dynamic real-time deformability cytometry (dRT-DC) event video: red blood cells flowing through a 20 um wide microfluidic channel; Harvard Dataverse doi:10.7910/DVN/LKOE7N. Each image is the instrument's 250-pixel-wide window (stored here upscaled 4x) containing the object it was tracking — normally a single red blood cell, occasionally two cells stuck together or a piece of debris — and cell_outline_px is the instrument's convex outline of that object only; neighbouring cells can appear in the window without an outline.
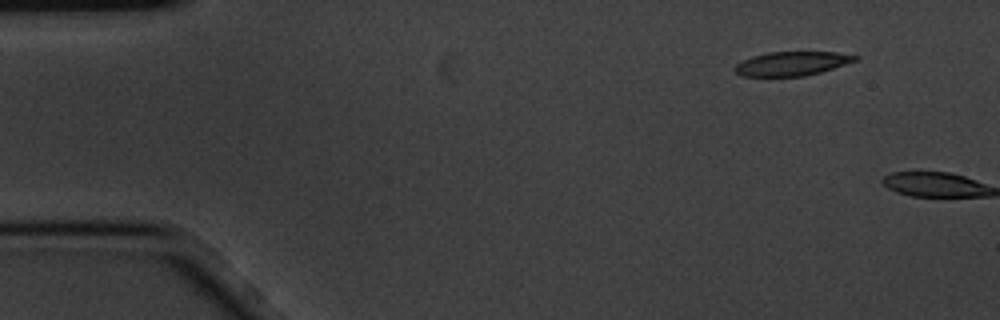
{"species": "common noctule bat (a hibernating species)", "species_latin": "Nyctalus noctula", "temperature_condition": "cold", "stored_images_in_passage": 2, "camera_frame_rate_fps": 3000, "um_per_image_px": 0.085, "animal": {"sex": "male", "body_mass_g": 20.1, "forearm_length_mm": 53.5}, "frame": {"image": 1, "passage_image": 1, "time_ms": 0.0, "image_size_px": [1000, 320], "cell_outline_px": [[860, 56], [856, 60], [820, 72], [804, 76], [740, 76], [732, 68], [736, 64], [752, 56], [768, 52], [836, 52]], "centroid_in_image_um": [67.27, 5.4], "position_along_channel_um": 17.7, "area_um2": 16.7}}